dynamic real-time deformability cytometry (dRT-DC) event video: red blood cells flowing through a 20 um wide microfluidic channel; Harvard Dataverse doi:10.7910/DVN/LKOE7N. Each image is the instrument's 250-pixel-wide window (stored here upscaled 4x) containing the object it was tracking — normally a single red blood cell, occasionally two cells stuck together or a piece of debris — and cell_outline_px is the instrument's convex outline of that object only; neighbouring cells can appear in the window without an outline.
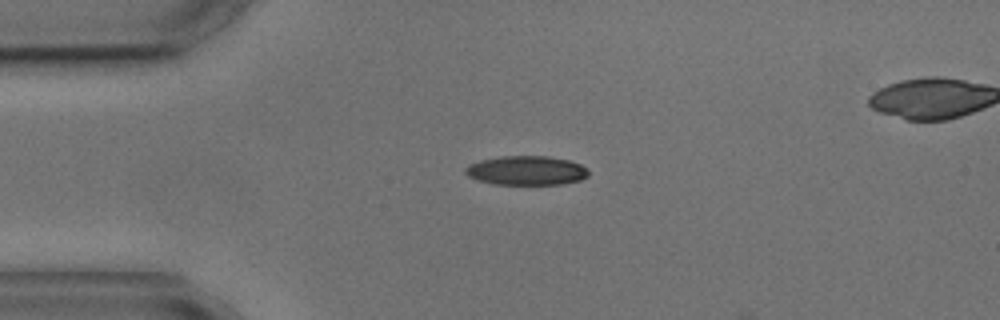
{"species": "common noctule bat (a hibernating species)", "species_latin": "Nyctalus noctula", "temperature_condition": "cold", "stored_images_in_passage": 2, "camera_frame_rate_fps": 3000, "um_per_image_px": 0.085, "animal": {"sex": "male", "body_mass_g": 17.9, "forearm_length_mm": 54.2}, "frame": {"image": 1, "passage_image": 1, "time_ms": 0.0, "image_size_px": [1000, 320], "cell_outline_px": [[588, 176], [580, 180], [560, 184], [492, 184], [476, 180], [468, 176], [464, 172], [464, 168], [468, 164], [480, 160], [500, 156], [548, 156], [568, 160], [580, 164], [588, 168]], "centroid_in_image_um": [44.71, 14.49], "position_along_channel_um": 40.3, "area_um2": 21.1}}